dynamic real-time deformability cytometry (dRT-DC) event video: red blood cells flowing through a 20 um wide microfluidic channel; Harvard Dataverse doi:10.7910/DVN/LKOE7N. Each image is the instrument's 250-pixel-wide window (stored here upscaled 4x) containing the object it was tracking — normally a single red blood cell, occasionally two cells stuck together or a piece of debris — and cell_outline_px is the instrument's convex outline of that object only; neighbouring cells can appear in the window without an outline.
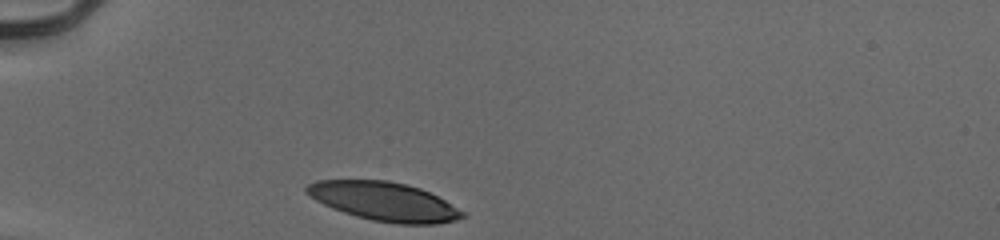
{"species": "human", "species_latin": "Homo sapiens", "temperature_condition": "cold", "stored_images_in_passage": 29, "camera_frame_rate_fps": 3000, "um_per_image_px": 0.085, "donor": {"sex": "male"}, "frame": {"image": 1, "passage_image": 1, "time_ms": 0.0, "image_size_px": [1000, 240], "cell_outline_px": [[464, 216], [456, 220], [436, 224], [396, 224], [372, 220], [356, 216], [332, 208], [316, 200], [304, 192], [304, 188], [308, 184], [316, 180], [388, 180], [420, 188], [444, 200], [464, 212]], "centroid_in_image_um": [32.61, 17.12], "position_along_channel_um": 52.4, "area_um2": 34.97}}
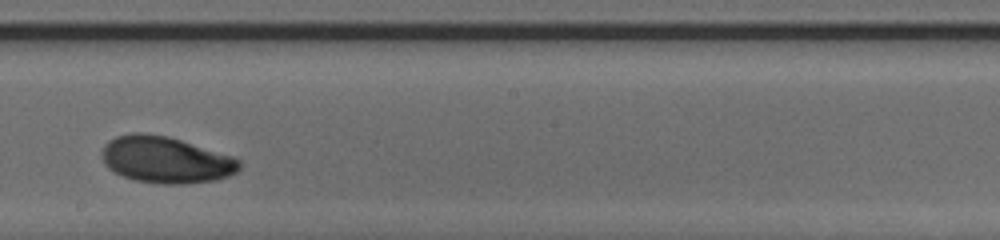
{"frame": {"image": 2, "passage_image": 17, "time_ms": 5.333, "image_size_px": [1000, 240], "cell_outline_px": [[240, 168], [236, 172], [228, 176], [216, 180], [188, 184], [160, 184], [136, 180], [124, 176], [108, 168], [104, 164], [100, 156], [100, 152], [104, 144], [108, 140], [116, 136], [132, 132], [140, 132], [168, 136], [232, 156], [240, 160]], "centroid_in_image_um": [14.05, 13.58], "position_along_channel_um": 234.1, "area_um2": 37.51}}
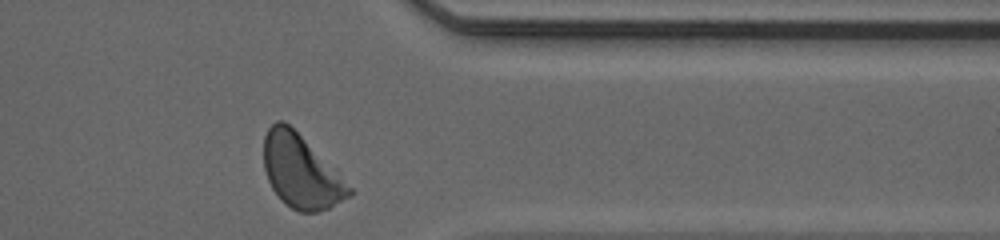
{"frame": {"image": 3, "passage_image": 29, "time_ms": 9.333, "image_size_px": [1000, 240], "cell_outline_px": [[352, 192], [348, 196], [328, 208], [316, 212], [300, 212], [284, 204], [280, 200], [272, 188], [268, 180], [264, 168], [264, 136], [268, 128], [276, 120], [284, 120], [352, 188]], "centroid_in_image_um": [25.51, 14.6], "position_along_channel_um": 385.9, "area_um2": 35.37}, "authors_computed_cell_mechanics": {"area_um2": 36.414, "velocity_mm_per_s": 3.9098, "shape_relaxation_time_tau1_ms": 2.1135, "shape_relaxation_time_tau2_ms": null, "deformation_change_tau1": 0.1231, "deformation_change_tau2": null}}